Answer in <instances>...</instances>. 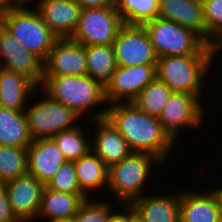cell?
Masks as SVG:
<instances>
[{
  "mask_svg": "<svg viewBox=\"0 0 222 222\" xmlns=\"http://www.w3.org/2000/svg\"><path fill=\"white\" fill-rule=\"evenodd\" d=\"M45 187L58 192L83 193L78 185L74 163L69 161L58 169Z\"/></svg>",
  "mask_w": 222,
  "mask_h": 222,
  "instance_id": "32",
  "label": "cell"
},
{
  "mask_svg": "<svg viewBox=\"0 0 222 222\" xmlns=\"http://www.w3.org/2000/svg\"><path fill=\"white\" fill-rule=\"evenodd\" d=\"M0 24L30 51L45 61L59 40L43 22L39 12L27 5H18L0 18Z\"/></svg>",
  "mask_w": 222,
  "mask_h": 222,
  "instance_id": "6",
  "label": "cell"
},
{
  "mask_svg": "<svg viewBox=\"0 0 222 222\" xmlns=\"http://www.w3.org/2000/svg\"><path fill=\"white\" fill-rule=\"evenodd\" d=\"M156 78V65L117 66L105 86L107 104L131 102Z\"/></svg>",
  "mask_w": 222,
  "mask_h": 222,
  "instance_id": "12",
  "label": "cell"
},
{
  "mask_svg": "<svg viewBox=\"0 0 222 222\" xmlns=\"http://www.w3.org/2000/svg\"><path fill=\"white\" fill-rule=\"evenodd\" d=\"M153 164L162 165L163 162L150 153L132 152L108 168L107 185L115 196L116 203L130 204L136 198L143 196L146 180L151 179L149 177Z\"/></svg>",
  "mask_w": 222,
  "mask_h": 222,
  "instance_id": "5",
  "label": "cell"
},
{
  "mask_svg": "<svg viewBox=\"0 0 222 222\" xmlns=\"http://www.w3.org/2000/svg\"><path fill=\"white\" fill-rule=\"evenodd\" d=\"M179 219L180 222H222V186L203 192L179 191Z\"/></svg>",
  "mask_w": 222,
  "mask_h": 222,
  "instance_id": "13",
  "label": "cell"
},
{
  "mask_svg": "<svg viewBox=\"0 0 222 222\" xmlns=\"http://www.w3.org/2000/svg\"><path fill=\"white\" fill-rule=\"evenodd\" d=\"M150 195L144 194L129 204L138 222H180L178 191L174 194Z\"/></svg>",
  "mask_w": 222,
  "mask_h": 222,
  "instance_id": "19",
  "label": "cell"
},
{
  "mask_svg": "<svg viewBox=\"0 0 222 222\" xmlns=\"http://www.w3.org/2000/svg\"><path fill=\"white\" fill-rule=\"evenodd\" d=\"M111 205L108 200L105 202L87 198L80 205L73 220L74 222H107L113 211Z\"/></svg>",
  "mask_w": 222,
  "mask_h": 222,
  "instance_id": "31",
  "label": "cell"
},
{
  "mask_svg": "<svg viewBox=\"0 0 222 222\" xmlns=\"http://www.w3.org/2000/svg\"><path fill=\"white\" fill-rule=\"evenodd\" d=\"M66 162L53 138L32 140L27 147V173L44 185Z\"/></svg>",
  "mask_w": 222,
  "mask_h": 222,
  "instance_id": "17",
  "label": "cell"
},
{
  "mask_svg": "<svg viewBox=\"0 0 222 222\" xmlns=\"http://www.w3.org/2000/svg\"><path fill=\"white\" fill-rule=\"evenodd\" d=\"M27 173V148L0 145V183L5 184Z\"/></svg>",
  "mask_w": 222,
  "mask_h": 222,
  "instance_id": "29",
  "label": "cell"
},
{
  "mask_svg": "<svg viewBox=\"0 0 222 222\" xmlns=\"http://www.w3.org/2000/svg\"><path fill=\"white\" fill-rule=\"evenodd\" d=\"M157 58L184 55H217L199 34L173 21L155 18L144 25Z\"/></svg>",
  "mask_w": 222,
  "mask_h": 222,
  "instance_id": "4",
  "label": "cell"
},
{
  "mask_svg": "<svg viewBox=\"0 0 222 222\" xmlns=\"http://www.w3.org/2000/svg\"><path fill=\"white\" fill-rule=\"evenodd\" d=\"M160 0H116L115 6L124 25L144 26L158 18Z\"/></svg>",
  "mask_w": 222,
  "mask_h": 222,
  "instance_id": "26",
  "label": "cell"
},
{
  "mask_svg": "<svg viewBox=\"0 0 222 222\" xmlns=\"http://www.w3.org/2000/svg\"><path fill=\"white\" fill-rule=\"evenodd\" d=\"M206 42L216 47L222 40V0H202Z\"/></svg>",
  "mask_w": 222,
  "mask_h": 222,
  "instance_id": "30",
  "label": "cell"
},
{
  "mask_svg": "<svg viewBox=\"0 0 222 222\" xmlns=\"http://www.w3.org/2000/svg\"><path fill=\"white\" fill-rule=\"evenodd\" d=\"M83 8L116 7L115 0H75Z\"/></svg>",
  "mask_w": 222,
  "mask_h": 222,
  "instance_id": "35",
  "label": "cell"
},
{
  "mask_svg": "<svg viewBox=\"0 0 222 222\" xmlns=\"http://www.w3.org/2000/svg\"><path fill=\"white\" fill-rule=\"evenodd\" d=\"M127 141L133 152H146L164 164L173 152L175 142L164 131L157 117L149 116L132 102H115L105 116Z\"/></svg>",
  "mask_w": 222,
  "mask_h": 222,
  "instance_id": "1",
  "label": "cell"
},
{
  "mask_svg": "<svg viewBox=\"0 0 222 222\" xmlns=\"http://www.w3.org/2000/svg\"><path fill=\"white\" fill-rule=\"evenodd\" d=\"M32 140L25 111L0 107V145L27 148Z\"/></svg>",
  "mask_w": 222,
  "mask_h": 222,
  "instance_id": "24",
  "label": "cell"
},
{
  "mask_svg": "<svg viewBox=\"0 0 222 222\" xmlns=\"http://www.w3.org/2000/svg\"><path fill=\"white\" fill-rule=\"evenodd\" d=\"M16 1V3L18 4V5H31L32 3H34L33 1H37V0H15ZM29 2H31V4L29 3Z\"/></svg>",
  "mask_w": 222,
  "mask_h": 222,
  "instance_id": "37",
  "label": "cell"
},
{
  "mask_svg": "<svg viewBox=\"0 0 222 222\" xmlns=\"http://www.w3.org/2000/svg\"><path fill=\"white\" fill-rule=\"evenodd\" d=\"M87 198L84 193L58 192L44 187L36 220L41 217L39 220L44 218L48 222L73 219Z\"/></svg>",
  "mask_w": 222,
  "mask_h": 222,
  "instance_id": "21",
  "label": "cell"
},
{
  "mask_svg": "<svg viewBox=\"0 0 222 222\" xmlns=\"http://www.w3.org/2000/svg\"><path fill=\"white\" fill-rule=\"evenodd\" d=\"M15 0H0V18L5 15L10 9L17 7Z\"/></svg>",
  "mask_w": 222,
  "mask_h": 222,
  "instance_id": "36",
  "label": "cell"
},
{
  "mask_svg": "<svg viewBox=\"0 0 222 222\" xmlns=\"http://www.w3.org/2000/svg\"><path fill=\"white\" fill-rule=\"evenodd\" d=\"M73 163L80 190L88 198L92 197V192L95 194V190L108 187V167L92 150Z\"/></svg>",
  "mask_w": 222,
  "mask_h": 222,
  "instance_id": "23",
  "label": "cell"
},
{
  "mask_svg": "<svg viewBox=\"0 0 222 222\" xmlns=\"http://www.w3.org/2000/svg\"><path fill=\"white\" fill-rule=\"evenodd\" d=\"M4 185L16 217L21 222H35L45 185L28 173Z\"/></svg>",
  "mask_w": 222,
  "mask_h": 222,
  "instance_id": "14",
  "label": "cell"
},
{
  "mask_svg": "<svg viewBox=\"0 0 222 222\" xmlns=\"http://www.w3.org/2000/svg\"><path fill=\"white\" fill-rule=\"evenodd\" d=\"M0 222H21L12 212L7 190L4 184L0 183Z\"/></svg>",
  "mask_w": 222,
  "mask_h": 222,
  "instance_id": "33",
  "label": "cell"
},
{
  "mask_svg": "<svg viewBox=\"0 0 222 222\" xmlns=\"http://www.w3.org/2000/svg\"><path fill=\"white\" fill-rule=\"evenodd\" d=\"M158 18L189 28L206 41L202 0H160Z\"/></svg>",
  "mask_w": 222,
  "mask_h": 222,
  "instance_id": "20",
  "label": "cell"
},
{
  "mask_svg": "<svg viewBox=\"0 0 222 222\" xmlns=\"http://www.w3.org/2000/svg\"><path fill=\"white\" fill-rule=\"evenodd\" d=\"M173 91L155 78L131 102L149 116L159 117Z\"/></svg>",
  "mask_w": 222,
  "mask_h": 222,
  "instance_id": "27",
  "label": "cell"
},
{
  "mask_svg": "<svg viewBox=\"0 0 222 222\" xmlns=\"http://www.w3.org/2000/svg\"><path fill=\"white\" fill-rule=\"evenodd\" d=\"M96 133L91 142V150L97 154L109 168L129 156L133 151L119 131L106 118L90 121ZM94 143V144H93Z\"/></svg>",
  "mask_w": 222,
  "mask_h": 222,
  "instance_id": "18",
  "label": "cell"
},
{
  "mask_svg": "<svg viewBox=\"0 0 222 222\" xmlns=\"http://www.w3.org/2000/svg\"><path fill=\"white\" fill-rule=\"evenodd\" d=\"M0 62L2 69L25 75L38 87L43 82L44 61L36 54L27 51L1 24Z\"/></svg>",
  "mask_w": 222,
  "mask_h": 222,
  "instance_id": "11",
  "label": "cell"
},
{
  "mask_svg": "<svg viewBox=\"0 0 222 222\" xmlns=\"http://www.w3.org/2000/svg\"><path fill=\"white\" fill-rule=\"evenodd\" d=\"M85 134V126L83 127L79 124L74 128L62 130L52 138L65 159L73 162L91 150V139L88 141V137Z\"/></svg>",
  "mask_w": 222,
  "mask_h": 222,
  "instance_id": "28",
  "label": "cell"
},
{
  "mask_svg": "<svg viewBox=\"0 0 222 222\" xmlns=\"http://www.w3.org/2000/svg\"><path fill=\"white\" fill-rule=\"evenodd\" d=\"M113 47L117 66L156 65L157 56L144 26L124 25Z\"/></svg>",
  "mask_w": 222,
  "mask_h": 222,
  "instance_id": "10",
  "label": "cell"
},
{
  "mask_svg": "<svg viewBox=\"0 0 222 222\" xmlns=\"http://www.w3.org/2000/svg\"><path fill=\"white\" fill-rule=\"evenodd\" d=\"M87 75L86 46L59 39L44 61V76Z\"/></svg>",
  "mask_w": 222,
  "mask_h": 222,
  "instance_id": "15",
  "label": "cell"
},
{
  "mask_svg": "<svg viewBox=\"0 0 222 222\" xmlns=\"http://www.w3.org/2000/svg\"><path fill=\"white\" fill-rule=\"evenodd\" d=\"M40 88L39 90L44 91L52 100L72 109L80 117L90 110L92 112L93 108L103 106L100 109L102 111L89 113L88 117H91L89 121L106 116L108 105H105L107 103L105 87L88 75L43 76Z\"/></svg>",
  "mask_w": 222,
  "mask_h": 222,
  "instance_id": "2",
  "label": "cell"
},
{
  "mask_svg": "<svg viewBox=\"0 0 222 222\" xmlns=\"http://www.w3.org/2000/svg\"><path fill=\"white\" fill-rule=\"evenodd\" d=\"M38 86L28 77L2 69L0 72V107L25 111L30 95L38 94ZM26 106V107H25Z\"/></svg>",
  "mask_w": 222,
  "mask_h": 222,
  "instance_id": "22",
  "label": "cell"
},
{
  "mask_svg": "<svg viewBox=\"0 0 222 222\" xmlns=\"http://www.w3.org/2000/svg\"><path fill=\"white\" fill-rule=\"evenodd\" d=\"M57 222H74V220L70 219V220H63V221H57Z\"/></svg>",
  "mask_w": 222,
  "mask_h": 222,
  "instance_id": "39",
  "label": "cell"
},
{
  "mask_svg": "<svg viewBox=\"0 0 222 222\" xmlns=\"http://www.w3.org/2000/svg\"><path fill=\"white\" fill-rule=\"evenodd\" d=\"M203 108V109H202ZM204 106L198 96L173 92L163 107L158 120L164 131L177 143L182 128L202 126Z\"/></svg>",
  "mask_w": 222,
  "mask_h": 222,
  "instance_id": "9",
  "label": "cell"
},
{
  "mask_svg": "<svg viewBox=\"0 0 222 222\" xmlns=\"http://www.w3.org/2000/svg\"><path fill=\"white\" fill-rule=\"evenodd\" d=\"M123 26L116 7L83 8L69 39L84 46L113 44Z\"/></svg>",
  "mask_w": 222,
  "mask_h": 222,
  "instance_id": "8",
  "label": "cell"
},
{
  "mask_svg": "<svg viewBox=\"0 0 222 222\" xmlns=\"http://www.w3.org/2000/svg\"><path fill=\"white\" fill-rule=\"evenodd\" d=\"M121 212L114 211L111 212L107 222H136V214L134 209L129 204H120ZM123 210V211H122Z\"/></svg>",
  "mask_w": 222,
  "mask_h": 222,
  "instance_id": "34",
  "label": "cell"
},
{
  "mask_svg": "<svg viewBox=\"0 0 222 222\" xmlns=\"http://www.w3.org/2000/svg\"><path fill=\"white\" fill-rule=\"evenodd\" d=\"M25 110L28 129L33 140L52 138L62 130L78 126L80 117L72 109L52 100L47 94ZM76 122V124L74 123Z\"/></svg>",
  "mask_w": 222,
  "mask_h": 222,
  "instance_id": "7",
  "label": "cell"
},
{
  "mask_svg": "<svg viewBox=\"0 0 222 222\" xmlns=\"http://www.w3.org/2000/svg\"><path fill=\"white\" fill-rule=\"evenodd\" d=\"M87 75L104 87L117 68L113 44L86 46Z\"/></svg>",
  "mask_w": 222,
  "mask_h": 222,
  "instance_id": "25",
  "label": "cell"
},
{
  "mask_svg": "<svg viewBox=\"0 0 222 222\" xmlns=\"http://www.w3.org/2000/svg\"><path fill=\"white\" fill-rule=\"evenodd\" d=\"M216 56L174 55L157 58L156 78L164 82L173 92L188 93L200 98L204 93L203 84L205 85V79H208V73L215 63L213 61Z\"/></svg>",
  "mask_w": 222,
  "mask_h": 222,
  "instance_id": "3",
  "label": "cell"
},
{
  "mask_svg": "<svg viewBox=\"0 0 222 222\" xmlns=\"http://www.w3.org/2000/svg\"><path fill=\"white\" fill-rule=\"evenodd\" d=\"M216 54L222 52V40L216 45Z\"/></svg>",
  "mask_w": 222,
  "mask_h": 222,
  "instance_id": "38",
  "label": "cell"
},
{
  "mask_svg": "<svg viewBox=\"0 0 222 222\" xmlns=\"http://www.w3.org/2000/svg\"><path fill=\"white\" fill-rule=\"evenodd\" d=\"M33 7L59 39L73 35L82 10L75 0H37Z\"/></svg>",
  "mask_w": 222,
  "mask_h": 222,
  "instance_id": "16",
  "label": "cell"
}]
</instances>
